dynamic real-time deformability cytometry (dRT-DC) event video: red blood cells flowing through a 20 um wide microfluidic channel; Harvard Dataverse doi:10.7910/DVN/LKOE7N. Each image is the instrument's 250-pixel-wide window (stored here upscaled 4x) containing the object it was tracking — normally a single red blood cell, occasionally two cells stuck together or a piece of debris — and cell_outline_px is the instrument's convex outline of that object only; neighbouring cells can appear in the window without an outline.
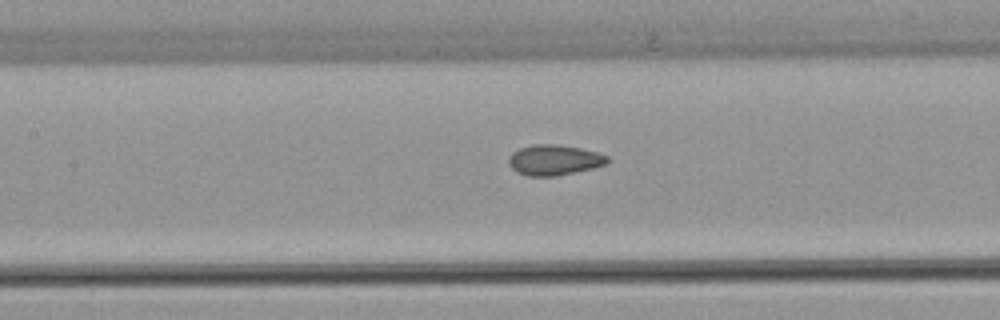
{"species": "common noctule bat (a hibernating species)", "species_latin": "Nyctalus noctula", "temperature_condition": "warm", "stored_images_in_passage": 43, "camera_frame_rate_fps": 3000, "um_per_image_px": 0.085, "animal": {"sex": "female", "body_mass_g": 22.7, "forearm_length_mm": 54.2}, "frame": {"image": 1, "passage_image": 25, "time_ms": 8.0, "image_size_px": [1000, 320], "cell_outline_px": [[612, 160], [608, 164], [592, 168], [556, 176], [528, 176], [516, 172], [508, 164], [508, 156], [512, 152], [520, 148], [532, 144], [556, 144], [580, 148], [596, 152], [608, 156]], "centroid_in_image_um": [47.1, 13.6], "position_along_channel_um": 160.3, "area_um2": 17.69}}